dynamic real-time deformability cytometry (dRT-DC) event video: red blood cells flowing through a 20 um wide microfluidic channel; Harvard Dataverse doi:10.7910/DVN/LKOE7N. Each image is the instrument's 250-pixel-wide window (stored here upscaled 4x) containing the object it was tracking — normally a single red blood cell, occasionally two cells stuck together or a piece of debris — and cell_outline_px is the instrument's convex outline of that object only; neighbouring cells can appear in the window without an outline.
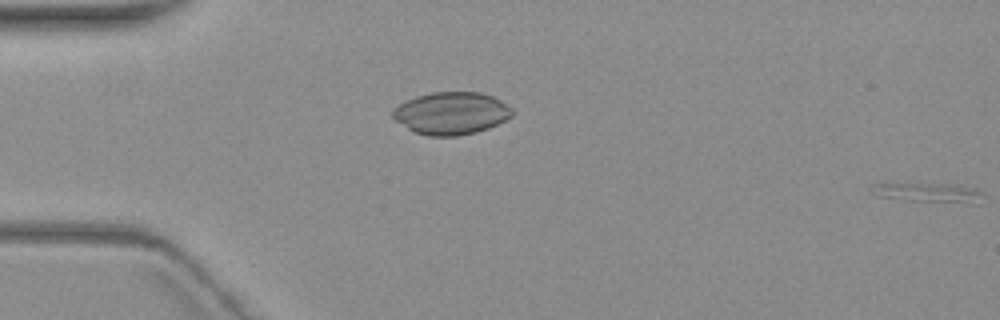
{"species": "common noctule bat (a hibernating species)", "species_latin": "Nyctalus noctula", "temperature_condition": "warm", "stored_images_in_passage": 4, "segment_of_instrument_passage": [2, 2], "camera_frame_rate_fps": 3000, "um_per_image_px": 0.085, "animal": {"sex": "female", "body_mass_g": 19.3, "forearm_length_mm": 54.1}, "frame": {"image": 1, "passage_image": 4, "time_ms": 3.333, "image_size_px": [1000, 320], "cell_outline_px": [[984, 192], [960, 200], [904, 200], [880, 196], [868, 192], [868, 188], [872, 184], [884, 180], [956, 184], [976, 188]], "centroid_in_image_um": [78.37, 16.21], "position_along_channel_um": 6.6, "area_um2": 12.37}}